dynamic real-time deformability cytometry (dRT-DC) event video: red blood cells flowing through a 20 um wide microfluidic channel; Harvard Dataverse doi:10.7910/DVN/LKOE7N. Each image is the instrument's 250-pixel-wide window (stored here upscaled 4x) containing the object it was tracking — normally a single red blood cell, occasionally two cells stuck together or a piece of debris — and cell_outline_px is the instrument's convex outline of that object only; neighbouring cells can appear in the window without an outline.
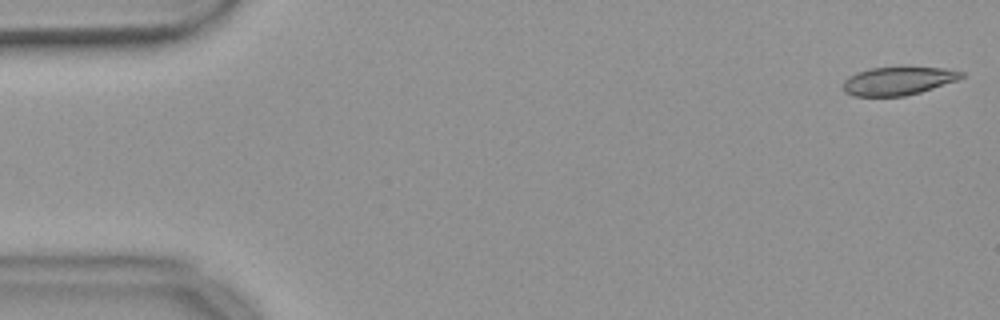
{"species": "common noctule bat (a hibernating species)", "species_latin": "Nyctalus noctula", "temperature_condition": "warm", "stored_images_in_passage": 54, "camera_frame_rate_fps": 3000, "um_per_image_px": 0.085, "animal": {"sex": "female", "body_mass_g": 18.4}, "frame": {"image": 1, "passage_image": 1, "time_ms": 0.0, "image_size_px": [1000, 320], "cell_outline_px": [[964, 76], [956, 80], [920, 92], [904, 96], [852, 96], [844, 92], [840, 88], [844, 80], [848, 76], [872, 68], [944, 68], [964, 72]], "centroid_in_image_um": [76.27, 6.9], "position_along_channel_um": 8.7, "area_um2": 19.19}}
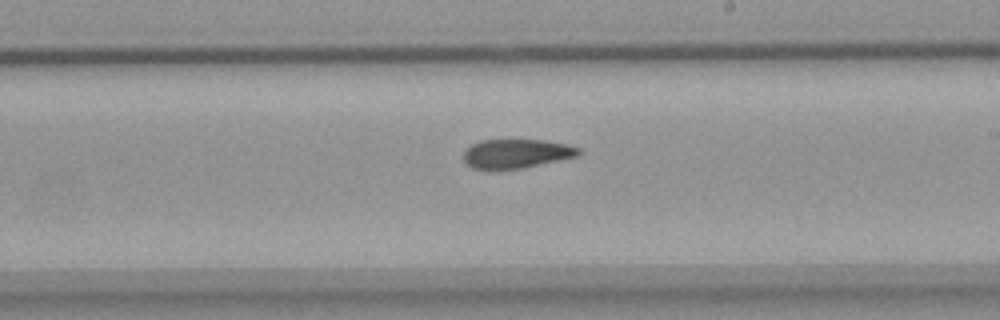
{"frame": {"image": 2, "passage_image": 31, "time_ms": 10.0, "image_size_px": [1000, 320], "cell_outline_px": [[580, 156], [520, 168], [496, 172], [472, 168], [464, 160], [464, 152], [472, 144], [480, 140], [544, 140], [568, 144], [580, 148]], "centroid_in_image_um": [43.88, 13.08], "position_along_channel_um": 245.1, "area_um2": 19.88}}
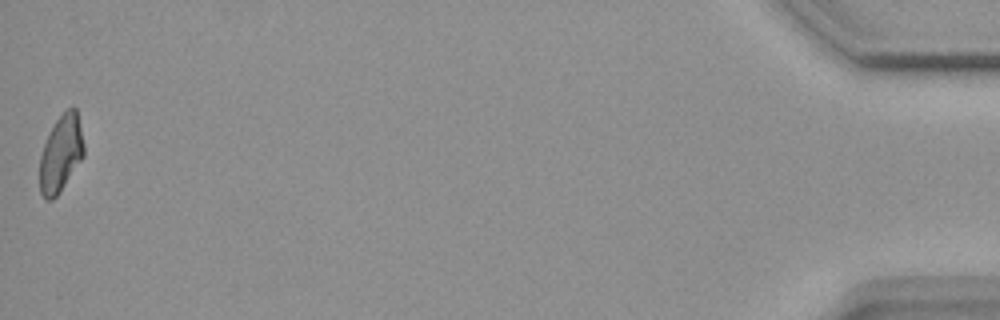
{"frame": {"image": 3, "passage_image": 54, "time_ms": 17.667, "image_size_px": [1000, 320], "cell_outline_px": [[84, 156], [60, 192], [52, 200], [44, 200], [40, 192], [40, 156], [44, 144], [56, 120], [68, 108], [76, 108], [84, 144]], "centroid_in_image_um": [5.18, 13.1], "position_along_channel_um": 430.0, "area_um2": 19.54}, "authors_computed_cell_mechanics": {"area_um2": 20.8369, "velocity_mm_per_s": 3.6991, "shape_relaxation_time_tau1_ms": null, "shape_relaxation_time_tau2_ms": 5.2818, "deformation_change_tau1": null, "deformation_change_tau2": 0.1194}}